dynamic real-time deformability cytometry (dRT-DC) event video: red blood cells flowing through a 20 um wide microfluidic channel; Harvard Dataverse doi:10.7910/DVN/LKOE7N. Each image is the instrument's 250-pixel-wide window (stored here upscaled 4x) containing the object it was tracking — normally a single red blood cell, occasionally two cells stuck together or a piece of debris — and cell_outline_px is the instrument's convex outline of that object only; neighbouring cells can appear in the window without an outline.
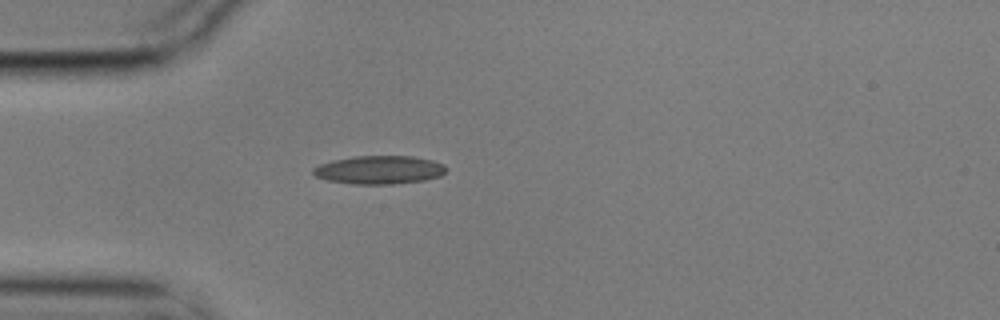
{"species": "common noctule bat (a hibernating species)", "species_latin": "Nyctalus noctula", "temperature_condition": "cold", "stored_images_in_passage": 1, "camera_frame_rate_fps": 3000, "um_per_image_px": 0.085, "animal": {"sex": "male", "body_mass_g": 17.9}, "frame": {"image": 1, "passage_image": 1, "time_ms": 0.0, "image_size_px": [1000, 320], "cell_outline_px": [[448, 168], [440, 176], [424, 180], [392, 184], [352, 184], [328, 180], [316, 176], [312, 172], [312, 168], [320, 164], [332, 160], [352, 156], [412, 156], [432, 160], [444, 164]], "centroid_in_image_um": [32.23, 14.43], "position_along_channel_um": 52.8, "area_um2": 22.02}}